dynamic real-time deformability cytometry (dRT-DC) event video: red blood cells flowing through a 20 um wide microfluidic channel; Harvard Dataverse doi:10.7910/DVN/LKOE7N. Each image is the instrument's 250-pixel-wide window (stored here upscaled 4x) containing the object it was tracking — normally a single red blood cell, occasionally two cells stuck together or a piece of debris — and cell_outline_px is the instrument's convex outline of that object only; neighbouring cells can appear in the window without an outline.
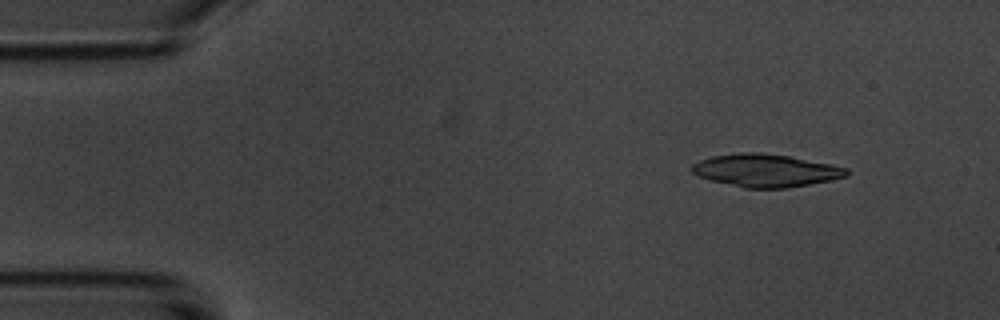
{"species": "common noctule bat (a hibernating species)", "species_latin": "Nyctalus noctula", "temperature_condition": "room temperature", "stored_images_in_passage": 6, "camera_frame_rate_fps": 3000, "um_per_image_px": 0.085, "animal": {"sex": "male", "body_mass_g": 20.1, "forearm_length_mm": 53.5}, "frame": {"image": 1, "passage_image": 2, "time_ms": 1.333, "image_size_px": [1000, 320], "cell_outline_px": [[848, 176], [832, 180], [788, 188], [744, 188], [708, 180], [692, 172], [688, 168], [692, 164], [700, 160], [712, 156], [740, 152], [756, 152], [788, 156], [832, 164], [848, 168]], "centroid_in_image_um": [65.07, 14.49], "position_along_channel_um": 19.9, "area_um2": 29.71}}